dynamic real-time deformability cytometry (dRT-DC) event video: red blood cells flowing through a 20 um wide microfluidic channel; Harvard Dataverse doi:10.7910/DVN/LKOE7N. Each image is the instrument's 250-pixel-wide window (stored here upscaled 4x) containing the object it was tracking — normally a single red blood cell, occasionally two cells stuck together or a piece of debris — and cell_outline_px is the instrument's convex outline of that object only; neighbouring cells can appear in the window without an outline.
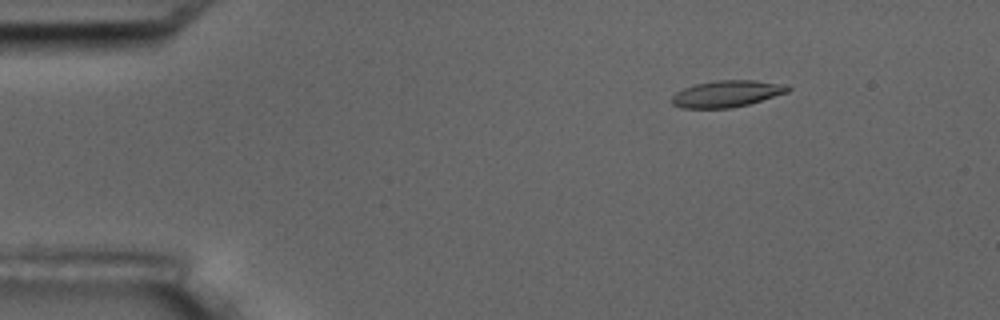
{"species": "common noctule bat (a hibernating species)", "species_latin": "Nyctalus noctula", "temperature_condition": "room temperature", "stored_images_in_passage": 6, "camera_frame_rate_fps": 3000, "um_per_image_px": 0.085, "animal": {"sex": "male", "body_mass_g": 17.5, "forearm_length_mm": 52.3}, "frame": {"image": 1, "passage_image": 3, "time_ms": 2.333, "image_size_px": [1000, 320], "cell_outline_px": [[792, 88], [788, 92], [748, 104], [732, 108], [680, 108], [672, 104], [672, 96], [676, 92], [684, 88], [696, 84], [716, 80], [752, 80], [788, 84]], "centroid_in_image_um": [61.79, 7.96], "position_along_channel_um": 23.2, "area_um2": 18.03}}
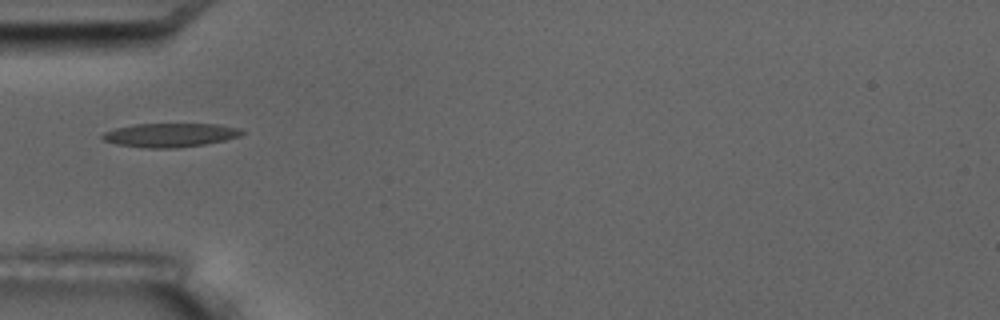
{"frame": {"image": 2, "passage_image": 6, "time_ms": 5.667, "image_size_px": [1000, 320], "cell_outline_px": [[244, 132], [240, 136], [224, 140], [204, 144], [176, 148], [140, 148], [116, 144], [104, 140], [100, 136], [104, 132], [116, 128], [136, 124], [216, 124], [240, 128]], "centroid_in_image_um": [14.44, 11.48], "position_along_channel_um": 70.6, "area_um2": 19.36}}